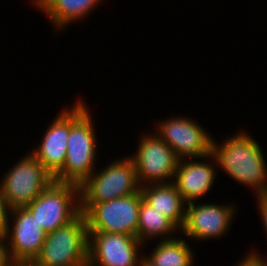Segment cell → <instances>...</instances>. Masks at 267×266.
I'll use <instances>...</instances> for the list:
<instances>
[{
    "instance_id": "9c48e42d",
    "label": "cell",
    "mask_w": 267,
    "mask_h": 266,
    "mask_svg": "<svg viewBox=\"0 0 267 266\" xmlns=\"http://www.w3.org/2000/svg\"><path fill=\"white\" fill-rule=\"evenodd\" d=\"M156 134L174 151L179 160L204 158L212 153V135L186 116L171 117L157 123Z\"/></svg>"
},
{
    "instance_id": "2e32d148",
    "label": "cell",
    "mask_w": 267,
    "mask_h": 266,
    "mask_svg": "<svg viewBox=\"0 0 267 266\" xmlns=\"http://www.w3.org/2000/svg\"><path fill=\"white\" fill-rule=\"evenodd\" d=\"M103 0H44L38 7L56 29L80 21L94 11ZM79 19V20H78Z\"/></svg>"
},
{
    "instance_id": "4fadbf2b",
    "label": "cell",
    "mask_w": 267,
    "mask_h": 266,
    "mask_svg": "<svg viewBox=\"0 0 267 266\" xmlns=\"http://www.w3.org/2000/svg\"><path fill=\"white\" fill-rule=\"evenodd\" d=\"M206 158L211 159L212 163L209 160L200 162L199 159L203 161V158H193L194 160L189 158L178 161L173 183L186 204L201 199L208 194L214 185L217 162L212 153Z\"/></svg>"
},
{
    "instance_id": "44dd1931",
    "label": "cell",
    "mask_w": 267,
    "mask_h": 266,
    "mask_svg": "<svg viewBox=\"0 0 267 266\" xmlns=\"http://www.w3.org/2000/svg\"><path fill=\"white\" fill-rule=\"evenodd\" d=\"M11 258L4 235L0 234V266H10Z\"/></svg>"
},
{
    "instance_id": "8fae6325",
    "label": "cell",
    "mask_w": 267,
    "mask_h": 266,
    "mask_svg": "<svg viewBox=\"0 0 267 266\" xmlns=\"http://www.w3.org/2000/svg\"><path fill=\"white\" fill-rule=\"evenodd\" d=\"M186 205L185 223L180 233L182 231L192 241L219 239L226 235L236 215L235 206L231 203L222 205L191 202Z\"/></svg>"
},
{
    "instance_id": "7402d4cb",
    "label": "cell",
    "mask_w": 267,
    "mask_h": 266,
    "mask_svg": "<svg viewBox=\"0 0 267 266\" xmlns=\"http://www.w3.org/2000/svg\"><path fill=\"white\" fill-rule=\"evenodd\" d=\"M10 266H44L35 259L30 260H11Z\"/></svg>"
},
{
    "instance_id": "5bb4252c",
    "label": "cell",
    "mask_w": 267,
    "mask_h": 266,
    "mask_svg": "<svg viewBox=\"0 0 267 266\" xmlns=\"http://www.w3.org/2000/svg\"><path fill=\"white\" fill-rule=\"evenodd\" d=\"M69 134L70 107H65L48 126L40 145L31 152L53 177L63 169Z\"/></svg>"
},
{
    "instance_id": "ffe728a7",
    "label": "cell",
    "mask_w": 267,
    "mask_h": 266,
    "mask_svg": "<svg viewBox=\"0 0 267 266\" xmlns=\"http://www.w3.org/2000/svg\"><path fill=\"white\" fill-rule=\"evenodd\" d=\"M258 198L257 207L259 208L261 213V221L263 222V227L265 229V232L267 233V194L262 195H256Z\"/></svg>"
},
{
    "instance_id": "6da1fadb",
    "label": "cell",
    "mask_w": 267,
    "mask_h": 266,
    "mask_svg": "<svg viewBox=\"0 0 267 266\" xmlns=\"http://www.w3.org/2000/svg\"><path fill=\"white\" fill-rule=\"evenodd\" d=\"M217 142L213 138L212 154L218 168L256 195L267 194V163L259 143L242 131L221 144Z\"/></svg>"
},
{
    "instance_id": "cb8c5ba5",
    "label": "cell",
    "mask_w": 267,
    "mask_h": 266,
    "mask_svg": "<svg viewBox=\"0 0 267 266\" xmlns=\"http://www.w3.org/2000/svg\"><path fill=\"white\" fill-rule=\"evenodd\" d=\"M31 1L34 3L35 7H38L44 0H31Z\"/></svg>"
},
{
    "instance_id": "30bf717a",
    "label": "cell",
    "mask_w": 267,
    "mask_h": 266,
    "mask_svg": "<svg viewBox=\"0 0 267 266\" xmlns=\"http://www.w3.org/2000/svg\"><path fill=\"white\" fill-rule=\"evenodd\" d=\"M88 266H139L137 237L127 234L88 232Z\"/></svg>"
},
{
    "instance_id": "277c9868",
    "label": "cell",
    "mask_w": 267,
    "mask_h": 266,
    "mask_svg": "<svg viewBox=\"0 0 267 266\" xmlns=\"http://www.w3.org/2000/svg\"><path fill=\"white\" fill-rule=\"evenodd\" d=\"M88 225L84 213L46 234L35 260L44 266H88Z\"/></svg>"
},
{
    "instance_id": "8992f818",
    "label": "cell",
    "mask_w": 267,
    "mask_h": 266,
    "mask_svg": "<svg viewBox=\"0 0 267 266\" xmlns=\"http://www.w3.org/2000/svg\"><path fill=\"white\" fill-rule=\"evenodd\" d=\"M3 176V195L11 209L26 207L54 181V177L31 152H27Z\"/></svg>"
},
{
    "instance_id": "603a6c76",
    "label": "cell",
    "mask_w": 267,
    "mask_h": 266,
    "mask_svg": "<svg viewBox=\"0 0 267 266\" xmlns=\"http://www.w3.org/2000/svg\"><path fill=\"white\" fill-rule=\"evenodd\" d=\"M139 266H157L151 262L145 255L140 257Z\"/></svg>"
},
{
    "instance_id": "52a82bcc",
    "label": "cell",
    "mask_w": 267,
    "mask_h": 266,
    "mask_svg": "<svg viewBox=\"0 0 267 266\" xmlns=\"http://www.w3.org/2000/svg\"><path fill=\"white\" fill-rule=\"evenodd\" d=\"M139 140L135 154L130 155L139 186L173 182L179 161L174 151L155 132Z\"/></svg>"
},
{
    "instance_id": "7a4b0ae2",
    "label": "cell",
    "mask_w": 267,
    "mask_h": 266,
    "mask_svg": "<svg viewBox=\"0 0 267 266\" xmlns=\"http://www.w3.org/2000/svg\"><path fill=\"white\" fill-rule=\"evenodd\" d=\"M83 99L70 108V134L63 169L54 177L56 182L81 185L96 165L97 141L93 117Z\"/></svg>"
},
{
    "instance_id": "3957f363",
    "label": "cell",
    "mask_w": 267,
    "mask_h": 266,
    "mask_svg": "<svg viewBox=\"0 0 267 266\" xmlns=\"http://www.w3.org/2000/svg\"><path fill=\"white\" fill-rule=\"evenodd\" d=\"M93 172L80 186V211L86 213L95 203L129 196L140 191L133 159H117Z\"/></svg>"
},
{
    "instance_id": "9a60e30c",
    "label": "cell",
    "mask_w": 267,
    "mask_h": 266,
    "mask_svg": "<svg viewBox=\"0 0 267 266\" xmlns=\"http://www.w3.org/2000/svg\"><path fill=\"white\" fill-rule=\"evenodd\" d=\"M143 200L156 211L168 218L178 229L185 223L186 203L171 183L151 184L140 189Z\"/></svg>"
},
{
    "instance_id": "e0dca14e",
    "label": "cell",
    "mask_w": 267,
    "mask_h": 266,
    "mask_svg": "<svg viewBox=\"0 0 267 266\" xmlns=\"http://www.w3.org/2000/svg\"><path fill=\"white\" fill-rule=\"evenodd\" d=\"M179 229L165 216L148 205L143 199L139 208L137 239L145 241L161 237L160 240L174 238ZM173 233V236L171 235ZM154 237V238H153ZM164 237V238H163Z\"/></svg>"
},
{
    "instance_id": "ac0fdd59",
    "label": "cell",
    "mask_w": 267,
    "mask_h": 266,
    "mask_svg": "<svg viewBox=\"0 0 267 266\" xmlns=\"http://www.w3.org/2000/svg\"><path fill=\"white\" fill-rule=\"evenodd\" d=\"M151 255L146 257L157 266H193L194 253L188 242L178 236L159 240Z\"/></svg>"
},
{
    "instance_id": "d6986e66",
    "label": "cell",
    "mask_w": 267,
    "mask_h": 266,
    "mask_svg": "<svg viewBox=\"0 0 267 266\" xmlns=\"http://www.w3.org/2000/svg\"><path fill=\"white\" fill-rule=\"evenodd\" d=\"M11 208L3 195V189L0 183V234L4 235L7 231Z\"/></svg>"
},
{
    "instance_id": "7c38bea8",
    "label": "cell",
    "mask_w": 267,
    "mask_h": 266,
    "mask_svg": "<svg viewBox=\"0 0 267 266\" xmlns=\"http://www.w3.org/2000/svg\"><path fill=\"white\" fill-rule=\"evenodd\" d=\"M9 218L13 221L9 220L4 238L11 260L35 259L41 251L47 233L26 207L11 209Z\"/></svg>"
},
{
    "instance_id": "5b68a950",
    "label": "cell",
    "mask_w": 267,
    "mask_h": 266,
    "mask_svg": "<svg viewBox=\"0 0 267 266\" xmlns=\"http://www.w3.org/2000/svg\"><path fill=\"white\" fill-rule=\"evenodd\" d=\"M26 208L46 233L53 232L81 213L79 185L53 181Z\"/></svg>"
},
{
    "instance_id": "ba28073f",
    "label": "cell",
    "mask_w": 267,
    "mask_h": 266,
    "mask_svg": "<svg viewBox=\"0 0 267 266\" xmlns=\"http://www.w3.org/2000/svg\"><path fill=\"white\" fill-rule=\"evenodd\" d=\"M141 191L95 203L84 215L88 232L127 234L137 237Z\"/></svg>"
}]
</instances>
